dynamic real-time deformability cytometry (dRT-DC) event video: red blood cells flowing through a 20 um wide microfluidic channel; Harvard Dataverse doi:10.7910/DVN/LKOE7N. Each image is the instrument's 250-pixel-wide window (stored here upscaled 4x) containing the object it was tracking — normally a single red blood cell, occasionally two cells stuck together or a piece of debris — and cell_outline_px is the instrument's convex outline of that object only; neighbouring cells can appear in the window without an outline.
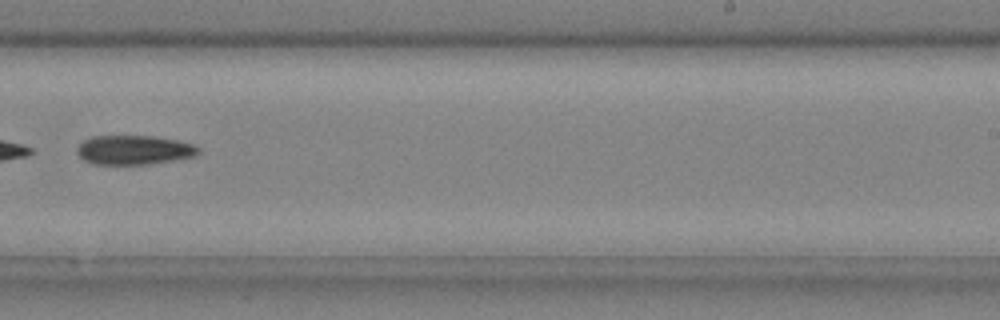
{"species": "common noctule bat (a hibernating species)", "species_latin": "Nyctalus noctula", "temperature_condition": "cold", "stored_images_in_passage": 32, "camera_frame_rate_fps": 3000, "um_per_image_px": 0.085, "animal": {"sex": "male", "body_mass_g": 20.4}, "frame": {"image": 1, "passage_image": 19, "time_ms": 6.0, "image_size_px": [1000, 320], "cell_outline_px": [[200, 152], [196, 156], [176, 160], [148, 164], [92, 164], [84, 160], [76, 152], [76, 148], [84, 140], [92, 136], [152, 136], [176, 140], [196, 144], [200, 148]], "centroid_in_image_um": [11.42, 12.75], "position_along_channel_um": 277.6, "area_um2": 20.87}, "authors_computed_cell_mechanics": {"area_um2": 21.8195, "velocity_mm_per_s": 4.2562, "shape_relaxation_time_tau1_ms": 0.2756, "shape_relaxation_time_tau2_ms": null, "deformation_change_tau1": 0.2173, "deformation_change_tau2": null}}